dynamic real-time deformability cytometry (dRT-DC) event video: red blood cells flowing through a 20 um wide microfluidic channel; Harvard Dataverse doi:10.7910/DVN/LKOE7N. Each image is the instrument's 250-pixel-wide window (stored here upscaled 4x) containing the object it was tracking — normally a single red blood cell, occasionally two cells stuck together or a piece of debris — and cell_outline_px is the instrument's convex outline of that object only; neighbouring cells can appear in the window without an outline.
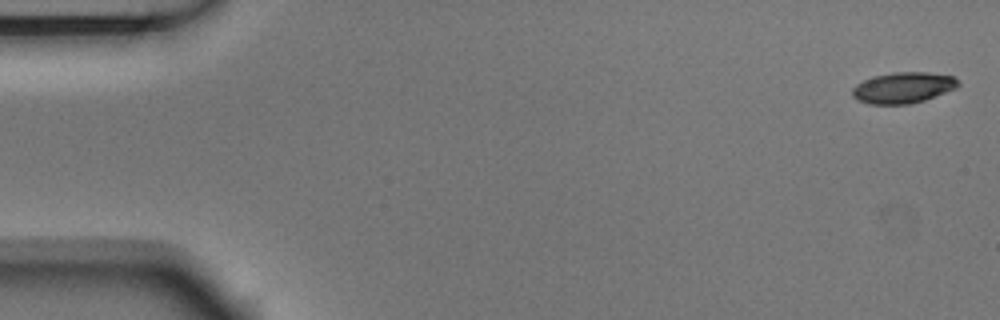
{"species": "Egyptian fruit bat (a non-hibernating species)", "species_latin": "Rousettus aegyptiacus", "temperature_condition": "room temperature", "stored_images_in_passage": 5, "camera_frame_rate_fps": 3000, "um_per_image_px": 0.085, "animal": {"sex": "male"}, "frame": {"image": 1, "passage_image": 1, "time_ms": 0.0, "image_size_px": [1000, 320], "cell_outline_px": [[960, 84], [956, 88], [924, 100], [908, 104], [868, 104], [856, 100], [852, 96], [852, 88], [856, 84], [872, 76], [892, 72], [928, 72], [952, 76], [960, 80]], "centroid_in_image_um": [76.74, 7.45], "position_along_channel_um": 8.3, "area_um2": 19.25}}